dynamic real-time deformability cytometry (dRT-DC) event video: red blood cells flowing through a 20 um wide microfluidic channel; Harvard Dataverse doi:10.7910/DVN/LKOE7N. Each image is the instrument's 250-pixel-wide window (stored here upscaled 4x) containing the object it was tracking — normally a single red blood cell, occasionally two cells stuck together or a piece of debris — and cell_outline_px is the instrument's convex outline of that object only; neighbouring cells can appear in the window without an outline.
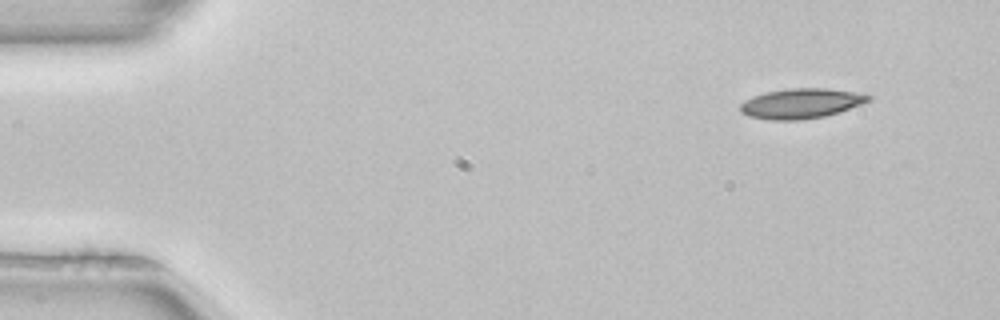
{"species": "common noctule bat (a hibernating species)", "species_latin": "Nyctalus noctula", "temperature_condition": "room temperature", "stored_images_in_passage": 3, "camera_frame_rate_fps": 3000, "um_per_image_px": 0.085, "animal": {"sex": "female", "body_mass_g": 22.7, "forearm_length_mm": 54.2}, "frame": {"image": 1, "passage_image": 1, "time_ms": 0.0, "image_size_px": [1000, 320], "cell_outline_px": [[872, 100], [840, 112], [824, 116], [800, 120], [768, 120], [748, 116], [740, 112], [740, 104], [744, 100], [752, 96], [764, 92], [788, 88], [828, 88], [864, 92], [872, 96]], "centroid_in_image_um": [68.12, 8.78], "position_along_channel_um": 16.9, "area_um2": 22.89}}
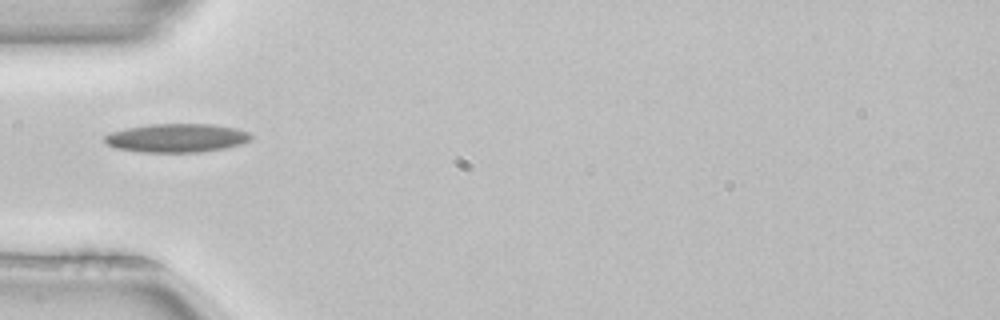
{"frame": {"image": 2, "passage_image": 3, "time_ms": 0.667, "image_size_px": [1000, 320], "cell_outline_px": [[252, 136], [248, 140], [240, 144], [224, 148], [196, 152], [140, 152], [116, 148], [108, 144], [104, 140], [104, 136], [108, 132], [124, 128], [152, 124], [212, 124], [236, 128], [248, 132]], "centroid_in_image_um": [14.97, 11.72], "position_along_channel_um": 70.0, "area_um2": 24.33}}